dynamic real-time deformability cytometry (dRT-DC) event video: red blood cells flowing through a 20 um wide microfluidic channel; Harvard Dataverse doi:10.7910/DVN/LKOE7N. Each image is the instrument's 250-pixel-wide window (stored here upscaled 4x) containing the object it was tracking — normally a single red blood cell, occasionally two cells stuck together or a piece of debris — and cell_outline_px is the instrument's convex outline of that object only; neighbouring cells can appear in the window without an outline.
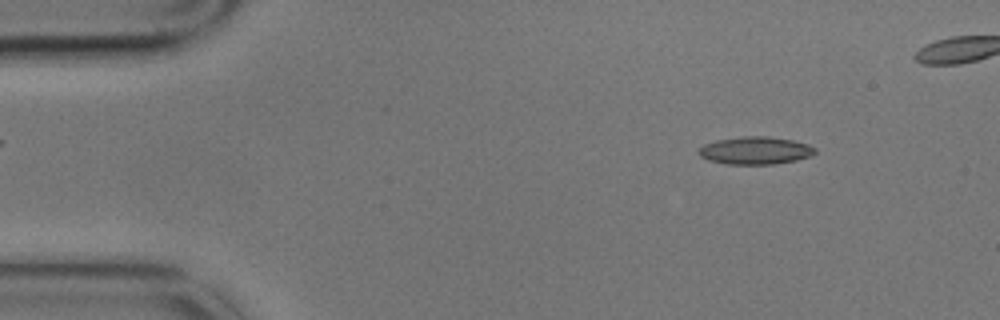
{"species": "common noctule bat (a hibernating species)", "species_latin": "Nyctalus noctula", "temperature_condition": "cold", "stored_images_in_passage": 8, "camera_frame_rate_fps": 3000, "um_per_image_px": 0.085, "animal": {"sex": "male", "body_mass_g": 17.9}, "frame": {"image": 1, "passage_image": 1, "time_ms": 0.0, "image_size_px": [1000, 320], "cell_outline_px": [[816, 152], [808, 156], [796, 160], [772, 164], [728, 164], [708, 160], [700, 156], [696, 152], [704, 144], [716, 140], [740, 136], [768, 136], [792, 140], [808, 144], [816, 148]], "centroid_in_image_um": [64.17, 12.78], "position_along_channel_um": 20.8, "area_um2": 18.73}}
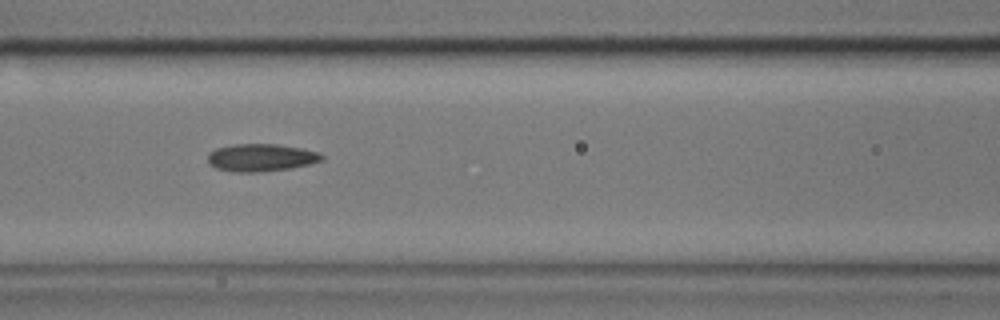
{"frame": {"image": 2, "passage_image": 6, "time_ms": 1.667, "image_size_px": [1000, 320], "cell_outline_px": [[324, 160], [312, 164], [292, 168], [260, 172], [232, 172], [216, 168], [208, 164], [208, 152], [216, 148], [236, 144], [276, 144], [300, 148], [320, 152], [324, 156]], "centroid_in_image_um": [22.2, 13.4], "position_along_channel_um": 144.4, "area_um2": 18.55}}